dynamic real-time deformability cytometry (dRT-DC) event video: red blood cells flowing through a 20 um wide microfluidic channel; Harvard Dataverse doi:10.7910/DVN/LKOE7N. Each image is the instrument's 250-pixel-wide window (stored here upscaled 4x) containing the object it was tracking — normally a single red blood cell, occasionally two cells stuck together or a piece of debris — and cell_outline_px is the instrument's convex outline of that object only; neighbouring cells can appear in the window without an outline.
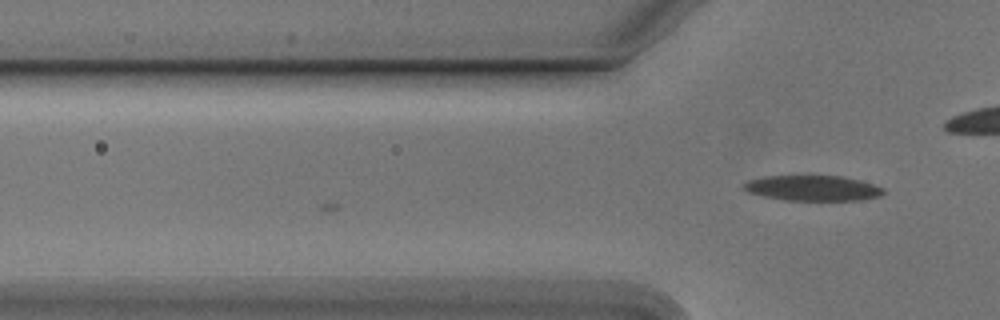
{"species": "Egyptian fruit bat (a non-hibernating species)", "species_latin": "Rousettus aegyptiacus", "temperature_condition": "cold", "stored_images_in_passage": 16, "camera_frame_rate_fps": 3000, "um_per_image_px": 0.085, "animal": {"sex": "male"}, "frame": {"image": 1, "passage_image": 16, "time_ms": 5.0, "image_size_px": [1000, 320], "cell_outline_px": [[884, 192], [880, 196], [864, 200], [784, 200], [764, 196], [748, 192], [744, 188], [744, 184], [748, 180], [764, 176], [844, 176], [860, 180], [884, 188]], "centroid_in_image_um": [69.11, 15.99], "position_along_channel_um": 56.7, "area_um2": 20.58}}